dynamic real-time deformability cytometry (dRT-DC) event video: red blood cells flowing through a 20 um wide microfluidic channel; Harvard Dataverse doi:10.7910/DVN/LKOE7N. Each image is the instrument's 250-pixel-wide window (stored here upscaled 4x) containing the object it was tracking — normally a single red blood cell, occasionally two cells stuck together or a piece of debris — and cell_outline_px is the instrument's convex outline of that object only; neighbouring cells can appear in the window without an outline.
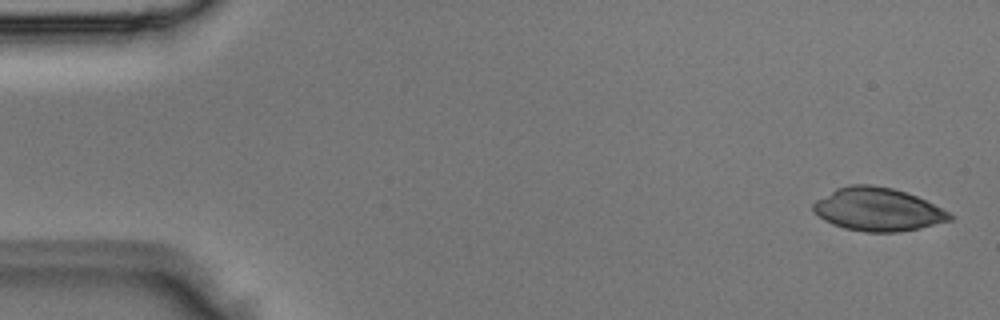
{"species": "Egyptian fruit bat (a non-hibernating species)", "species_latin": "Rousettus aegyptiacus", "temperature_condition": "room temperature", "stored_images_in_passage": 5, "segment_of_instrument_passage": [2, 2], "camera_frame_rate_fps": 3000, "um_per_image_px": 0.085, "animal": {"sex": "male"}, "frame": {"image": 1, "passage_image": 5, "time_ms": 1.333, "image_size_px": [1000, 320], "cell_outline_px": [[956, 216], [952, 220], [916, 228], [896, 232], [864, 232], [844, 228], [832, 224], [824, 220], [812, 208], [812, 204], [816, 200], [836, 188], [852, 184], [872, 184], [892, 188], [916, 196]], "centroid_in_image_um": [74.58, 17.79], "position_along_channel_um": 10.4, "area_um2": 33.99}}